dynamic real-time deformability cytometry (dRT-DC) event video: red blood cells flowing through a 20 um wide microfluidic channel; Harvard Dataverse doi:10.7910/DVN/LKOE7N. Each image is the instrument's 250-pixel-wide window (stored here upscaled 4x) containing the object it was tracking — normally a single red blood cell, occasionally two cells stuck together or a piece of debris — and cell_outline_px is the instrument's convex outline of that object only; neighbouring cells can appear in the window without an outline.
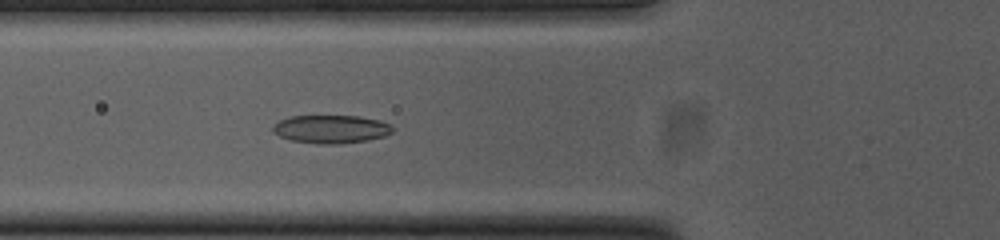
{"species": "common noctule bat (a hibernating species)", "species_latin": "Nyctalus noctula", "temperature_condition": "cold", "stored_images_in_passage": 42, "camera_frame_rate_fps": 3000, "um_per_image_px": 0.085, "animal": {"sex": "female", "body_mass_g": 23.0, "forearm_length_mm": 53.4}, "frame": {"image": 1, "passage_image": 8, "time_ms": 2.333, "image_size_px": [1000, 240], "cell_outline_px": [[392, 132], [384, 136], [368, 140], [336, 144], [320, 144], [292, 140], [280, 136], [272, 132], [272, 128], [280, 120], [288, 116], [360, 116], [380, 120], [388, 124], [392, 128]], "centroid_in_image_um": [28.13, 10.97], "position_along_channel_um": 97.7, "area_um2": 19.54}}
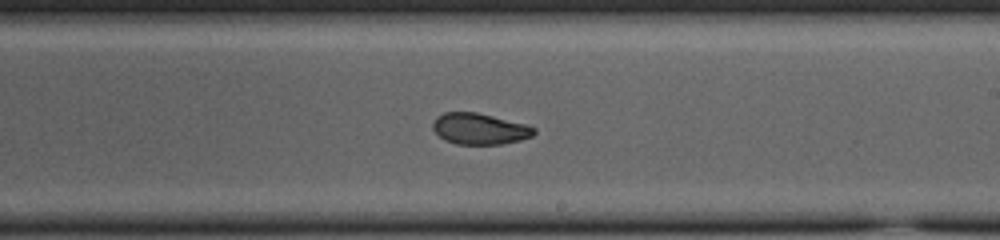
{"frame": {"image": 2, "passage_image": 20, "time_ms": 6.333, "image_size_px": [1000, 240], "cell_outline_px": [[536, 132], [532, 136], [520, 140], [500, 144], [456, 144], [444, 140], [432, 128], [432, 124], [436, 116], [444, 112], [476, 112], [528, 124], [536, 128]], "centroid_in_image_um": [40.77, 10.94], "position_along_channel_um": 248.2, "area_um2": 18.5}}
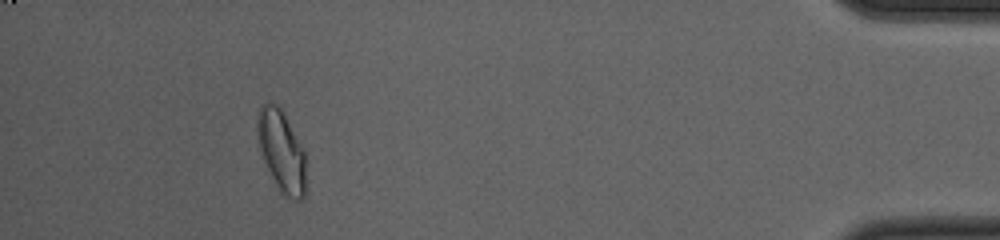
{"frame": {"image": 3, "passage_image": 38, "time_ms": 12.333, "image_size_px": [1000, 240], "cell_outline_px": [[304, 196], [300, 200], [296, 200], [288, 196], [280, 188], [272, 176], [264, 160], [260, 148], [256, 128], [256, 116], [260, 108], [264, 104], [276, 104], [280, 108], [304, 152]], "centroid_in_image_um": [23.89, 12.8], "position_along_channel_um": 411.3, "area_um2": 21.79}, "authors_computed_cell_mechanics": {"area_um2": 19.4497, "velocity_mm_per_s": 3.759, "shape_relaxation_time_tau1_ms": 5.6481, "shape_relaxation_time_tau2_ms": 2.611, "deformation_change_tau1": 0.1587, "deformation_change_tau2": 0.0669}}